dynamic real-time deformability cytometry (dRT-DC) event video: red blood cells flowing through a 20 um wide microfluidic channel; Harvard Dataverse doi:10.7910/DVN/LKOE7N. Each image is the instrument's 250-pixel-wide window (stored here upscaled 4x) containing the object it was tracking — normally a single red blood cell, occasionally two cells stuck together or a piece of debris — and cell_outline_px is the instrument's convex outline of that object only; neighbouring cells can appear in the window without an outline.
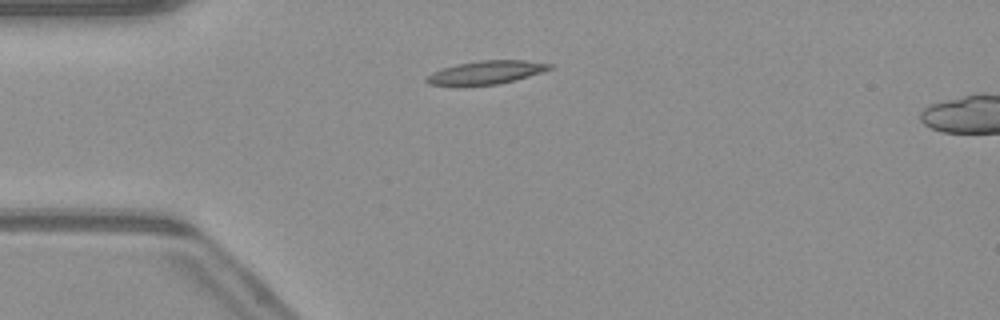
{"species": "common noctule bat (a hibernating species)", "species_latin": "Nyctalus noctula", "temperature_condition": "warm", "stored_images_in_passage": 12, "camera_frame_rate_fps": 3000, "um_per_image_px": 0.085, "animal": {"sex": "male", "body_mass_g": 23.1, "forearm_length_mm": 52.7}, "frame": {"image": 1, "passage_image": 9, "time_ms": 2.667, "image_size_px": [1000, 320], "cell_outline_px": [[552, 68], [544, 72], [516, 80], [500, 84], [460, 88], [428, 84], [424, 80], [432, 72], [456, 64], [480, 60], [524, 60], [552, 64]], "centroid_in_image_um": [41.27, 6.2], "position_along_channel_um": 43.7, "area_um2": 17.46}}